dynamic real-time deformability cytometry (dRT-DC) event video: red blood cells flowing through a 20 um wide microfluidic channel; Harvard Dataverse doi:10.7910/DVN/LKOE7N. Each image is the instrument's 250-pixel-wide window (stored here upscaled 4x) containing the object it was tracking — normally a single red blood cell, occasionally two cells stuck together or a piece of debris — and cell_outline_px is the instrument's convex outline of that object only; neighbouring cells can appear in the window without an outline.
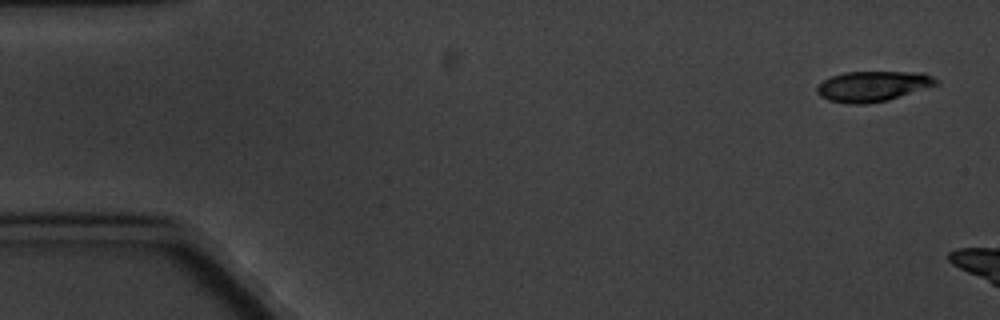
{"species": "common noctule bat (a hibernating species)", "species_latin": "Nyctalus noctula", "temperature_condition": "cold", "stored_images_in_passage": 2, "camera_frame_rate_fps": 3000, "um_per_image_px": 0.085, "animal": {"sex": "male", "body_mass_g": 20.1, "forearm_length_mm": 53.5}, "frame": {"image": 1, "passage_image": 1, "time_ms": 0.0, "image_size_px": [1000, 320], "cell_outline_px": [[940, 84], [888, 100], [868, 104], [848, 104], [828, 100], [820, 96], [816, 92], [816, 88], [824, 80], [832, 76], [844, 72], [924, 72], [940, 80]], "centroid_in_image_um": [74.22, 7.33], "position_along_channel_um": 10.8, "area_um2": 21.27}}